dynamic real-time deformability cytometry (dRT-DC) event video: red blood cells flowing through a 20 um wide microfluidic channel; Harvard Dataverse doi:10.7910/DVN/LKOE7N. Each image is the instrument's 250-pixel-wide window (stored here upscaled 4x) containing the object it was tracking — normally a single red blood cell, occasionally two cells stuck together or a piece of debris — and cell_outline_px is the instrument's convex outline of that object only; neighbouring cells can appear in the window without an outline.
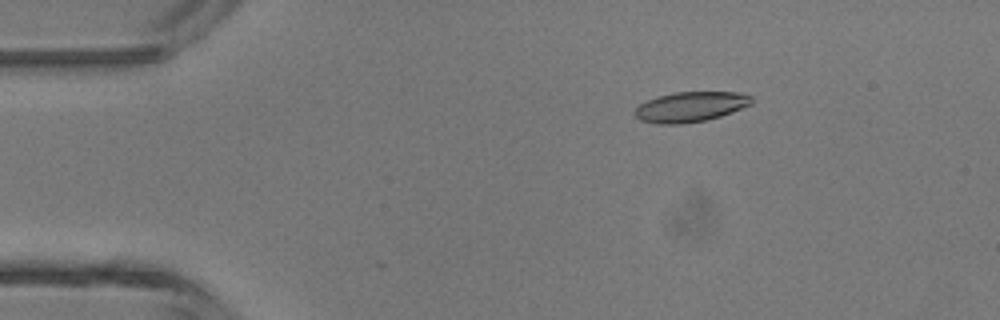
{"species": "common noctule bat (a hibernating species)", "species_latin": "Nyctalus noctula", "temperature_condition": "room temperature", "stored_images_in_passage": 3, "camera_frame_rate_fps": 3000, "um_per_image_px": 0.085, "animal": {"sex": "male", "body_mass_g": 13.3}, "frame": {"image": 1, "passage_image": 1, "time_ms": 0.0, "image_size_px": [1000, 320], "cell_outline_px": [[752, 104], [732, 112], [708, 120], [680, 124], [660, 124], [640, 120], [632, 112], [640, 104], [656, 96], [676, 92], [736, 92], [752, 96]], "centroid_in_image_um": [58.68, 9.08], "position_along_channel_um": 26.3, "area_um2": 20.52}}
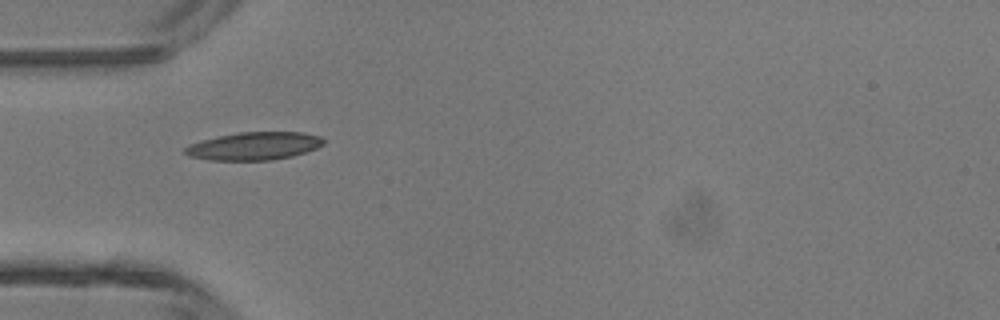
{"frame": {"image": 2, "passage_image": 3, "time_ms": 0.667, "image_size_px": [1000, 320], "cell_outline_px": [[324, 144], [316, 148], [292, 156], [272, 160], [208, 160], [188, 156], [184, 152], [184, 148], [188, 144], [220, 136], [240, 132], [304, 132], [320, 136], [324, 140]], "centroid_in_image_um": [21.59, 12.41], "position_along_channel_um": 63.4, "area_um2": 22.43}}